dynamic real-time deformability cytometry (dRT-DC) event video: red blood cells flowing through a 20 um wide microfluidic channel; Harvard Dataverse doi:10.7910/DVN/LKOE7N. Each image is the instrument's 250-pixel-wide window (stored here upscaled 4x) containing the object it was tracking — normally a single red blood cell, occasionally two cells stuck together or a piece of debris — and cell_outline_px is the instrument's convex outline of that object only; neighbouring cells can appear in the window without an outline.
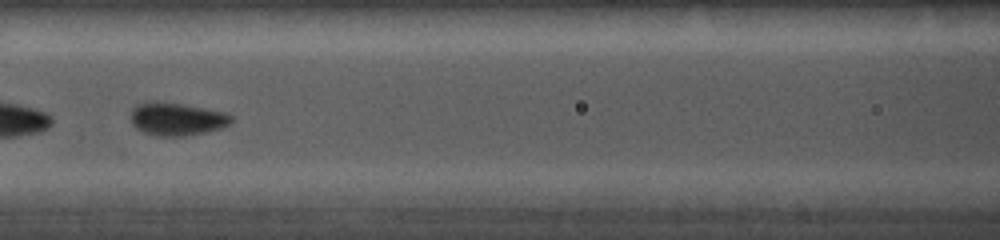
{"species": "common noctule bat (a hibernating species)", "species_latin": "Nyctalus noctula", "temperature_condition": "cold", "stored_images_in_passage": 17, "camera_frame_rate_fps": 5000, "um_per_image_px": 0.085, "animal": {"sex": "female", "body_mass_g": 19.0, "forearm_length_mm": 56.7}, "frame": {"image": 1, "passage_image": 7, "time_ms": 2.2, "image_size_px": [1000, 240], "cell_outline_px": [[232, 120], [228, 124], [220, 128], [204, 132], [184, 136], [156, 136], [144, 132], [136, 128], [132, 124], [132, 108], [136, 104], [144, 100], [156, 100], [204, 108], [224, 112], [232, 116]], "centroid_in_image_um": [14.96, 10.09], "position_along_channel_um": 151.6, "area_um2": 19.31}}